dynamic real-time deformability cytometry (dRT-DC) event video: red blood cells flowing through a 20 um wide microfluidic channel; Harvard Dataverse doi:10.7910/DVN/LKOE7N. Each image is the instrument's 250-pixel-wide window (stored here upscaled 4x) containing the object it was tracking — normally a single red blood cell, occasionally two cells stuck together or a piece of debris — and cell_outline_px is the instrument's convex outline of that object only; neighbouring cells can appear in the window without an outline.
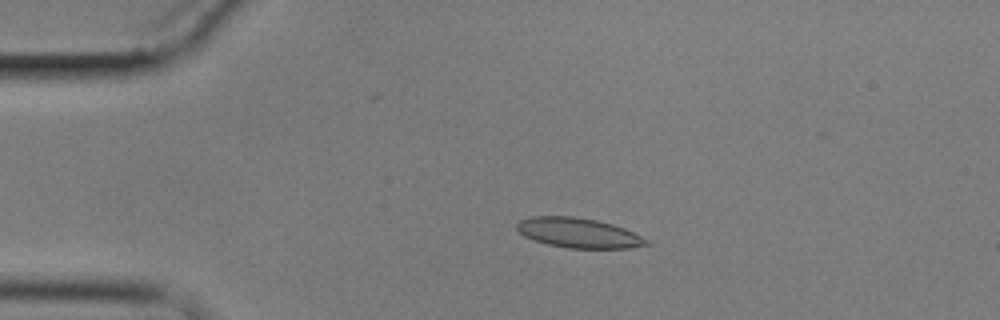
{"species": "common noctule bat (a hibernating species)", "species_latin": "Nyctalus noctula", "temperature_condition": "cold", "stored_images_in_passage": 9, "camera_frame_rate_fps": 3000, "um_per_image_px": 0.085, "animal": {"sex": "male", "body_mass_g": 17.9}, "frame": {"image": 1, "passage_image": 3, "time_ms": 2.333, "image_size_px": [1000, 320], "cell_outline_px": [[652, 244], [628, 248], [568, 248], [548, 244], [524, 236], [516, 228], [516, 224], [520, 220], [532, 216], [572, 216], [596, 220], [612, 224], [624, 228], [648, 240]], "centroid_in_image_um": [49.17, 19.79], "position_along_channel_um": 35.8, "area_um2": 22.37}}
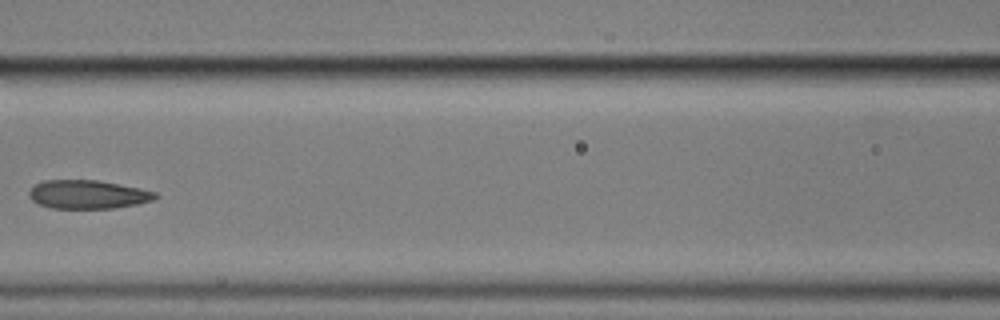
{"frame": {"image": 2, "passage_image": 7, "time_ms": 7.0, "image_size_px": [1000, 320], "cell_outline_px": [[160, 196], [152, 200], [136, 204], [112, 208], [52, 208], [40, 204], [32, 200], [28, 196], [28, 192], [36, 184], [44, 180], [96, 180], [140, 188], [156, 192]], "centroid_in_image_um": [7.46, 16.52], "position_along_channel_um": 159.1, "area_um2": 20.87}}
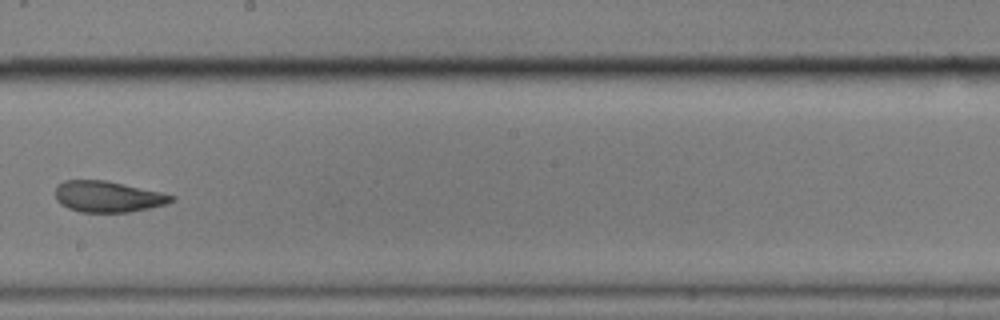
{"frame": {"image": 3, "passage_image": 9, "time_ms": 9.333, "image_size_px": [1000, 320], "cell_outline_px": [[176, 196], [168, 204], [128, 212], [80, 212], [68, 208], [60, 204], [56, 200], [56, 188], [64, 180], [104, 180], [160, 192]], "centroid_in_image_um": [9.15, 16.72], "position_along_channel_um": 239.1, "area_um2": 20.81}}